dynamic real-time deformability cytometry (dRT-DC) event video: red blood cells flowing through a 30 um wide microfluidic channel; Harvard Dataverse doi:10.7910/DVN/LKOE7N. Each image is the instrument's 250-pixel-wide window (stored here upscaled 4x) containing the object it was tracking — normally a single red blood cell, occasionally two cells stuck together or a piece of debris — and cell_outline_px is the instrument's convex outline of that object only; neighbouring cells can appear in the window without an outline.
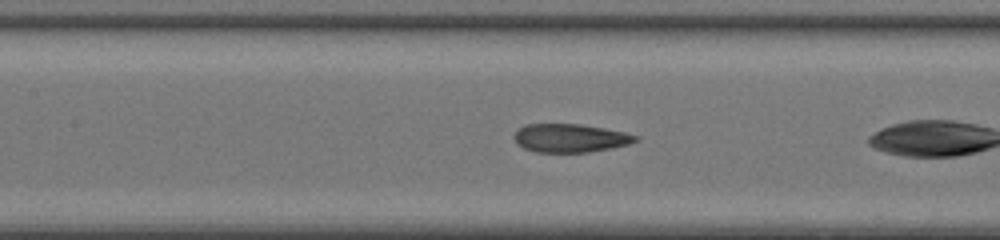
{"species": "common noctule bat (a hibernating species)", "species_latin": "Nyctalus noctula", "temperature_condition": "room temperature", "stored_images_in_passage": 18, "camera_frame_rate_fps": 3000, "um_per_image_px": 0.085, "animal": {"sex": "female", "body_mass_g": 20.0, "forearm_length_mm": 54.0}, "frame": {"image": 1, "passage_image": 17, "time_ms": 5.333, "image_size_px": [1000, 240], "cell_outline_px": [[640, 140], [628, 144], [588, 152], [536, 152], [524, 148], [516, 144], [512, 136], [516, 128], [524, 124], [580, 124], [604, 128], [624, 132], [640, 136]], "centroid_in_image_um": [48.41, 11.72], "position_along_channel_um": 159.0, "area_um2": 20.29}}